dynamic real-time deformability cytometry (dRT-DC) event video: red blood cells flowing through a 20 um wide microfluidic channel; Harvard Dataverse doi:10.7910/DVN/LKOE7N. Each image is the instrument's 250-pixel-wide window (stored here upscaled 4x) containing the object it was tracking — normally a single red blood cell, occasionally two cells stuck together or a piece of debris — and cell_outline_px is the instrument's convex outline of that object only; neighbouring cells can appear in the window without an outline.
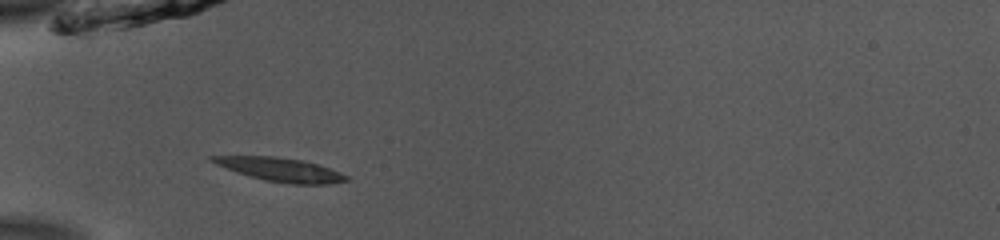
{"species": "common noctule bat (a hibernating species)", "species_latin": "Nyctalus noctula", "temperature_condition": "room temperature", "stored_images_in_passage": 34, "camera_frame_rate_fps": 3000, "um_per_image_px": 0.085, "animal": {"sex": "male", "body_mass_g": 13.0, "forearm_length_mm": 53.1}, "frame": {"image": 1, "passage_image": 1, "time_ms": 0.0, "image_size_px": [1000, 240], "cell_outline_px": [[348, 180], [324, 184], [292, 184], [264, 180], [236, 172], [216, 164], [208, 160], [208, 156], [276, 156], [300, 160], [316, 164], [340, 172], [348, 176]], "centroid_in_image_um": [23.79, 14.41], "position_along_channel_um": 61.2, "area_um2": 18.21}}
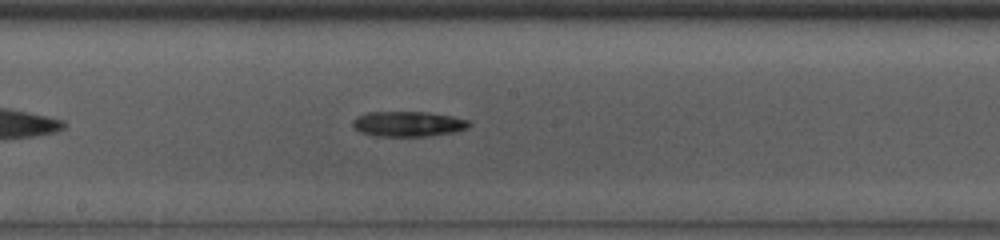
{"frame": {"image": 2, "passage_image": 13, "time_ms": 4.0, "image_size_px": [1000, 240], "cell_outline_px": [[472, 124], [468, 128], [456, 132], [428, 136], [376, 136], [360, 132], [352, 124], [352, 120], [356, 116], [368, 112], [424, 112], [452, 116], [468, 120]], "centroid_in_image_um": [34.7, 10.53], "position_along_channel_um": 213.5, "area_um2": 17.17}}
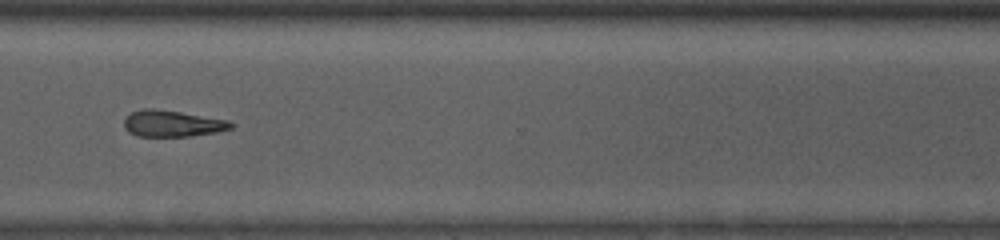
{"frame": {"image": 3, "passage_image": 24, "time_ms": 7.667, "image_size_px": [1000, 240], "cell_outline_px": [[236, 124], [232, 128], [216, 132], [188, 136], [136, 136], [128, 132], [124, 128], [124, 120], [132, 112], [140, 108], [152, 108], [180, 112], [228, 120]], "centroid_in_image_um": [14.63, 10.5], "position_along_channel_um": 356.0, "area_um2": 16.42}}